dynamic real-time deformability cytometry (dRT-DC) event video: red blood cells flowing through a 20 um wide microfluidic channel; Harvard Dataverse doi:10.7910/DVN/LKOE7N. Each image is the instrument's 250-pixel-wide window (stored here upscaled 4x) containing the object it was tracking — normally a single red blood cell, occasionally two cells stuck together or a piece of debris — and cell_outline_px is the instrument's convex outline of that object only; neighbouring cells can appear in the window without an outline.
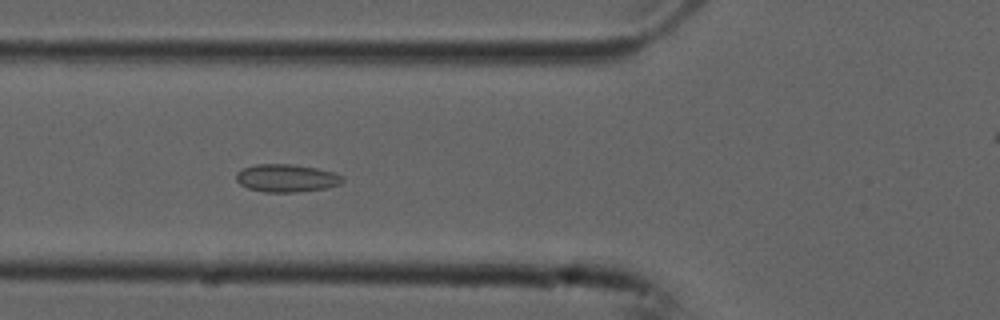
{"species": "common noctule bat (a hibernating species)", "species_latin": "Nyctalus noctula", "temperature_condition": "cold", "stored_images_in_passage": 8, "camera_frame_rate_fps": 3000, "um_per_image_px": 0.085, "animal": {"sex": "male", "forearm_length_mm": 52.5}, "frame": {"image": 1, "passage_image": 6, "time_ms": 1.667, "image_size_px": [1000, 320], "cell_outline_px": [[344, 180], [340, 184], [328, 188], [296, 192], [264, 192], [248, 188], [240, 184], [236, 180], [236, 172], [244, 168], [256, 164], [292, 164], [316, 168], [332, 172], [344, 176]], "centroid_in_image_um": [24.36, 15.14], "position_along_channel_um": 101.4, "area_um2": 17.28}}
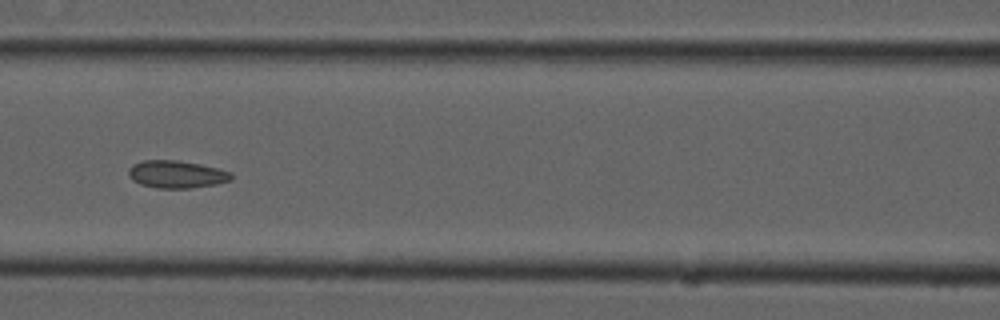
{"frame": {"image": 2, "passage_image": 7, "time_ms": 2.0, "image_size_px": [1000, 320], "cell_outline_px": [[232, 180], [216, 184], [188, 188], [156, 188], [140, 184], [132, 180], [128, 176], [128, 168], [132, 164], [144, 160], [176, 160], [200, 164], [232, 172]], "centroid_in_image_um": [14.97, 14.81], "position_along_channel_um": 151.6, "area_um2": 16.53}}
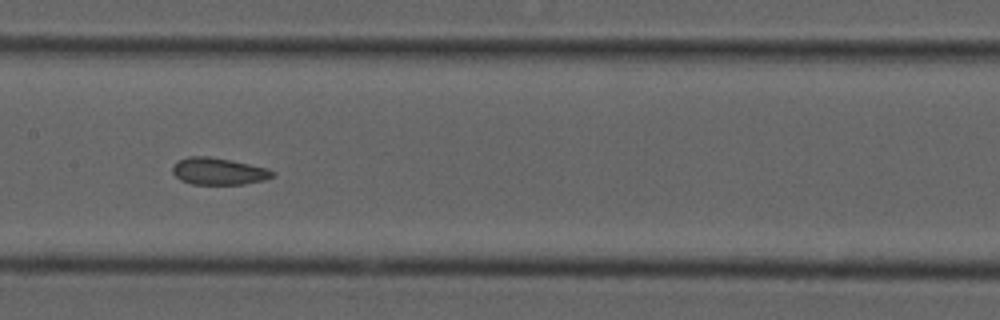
{"frame": {"image": 3, "passage_image": 8, "time_ms": 2.333, "image_size_px": [1000, 320], "cell_outline_px": [[276, 176], [264, 180], [244, 184], [192, 184], [180, 180], [172, 172], [172, 168], [180, 160], [188, 156], [208, 156], [232, 160], [268, 168], [276, 172]], "centroid_in_image_um": [18.63, 14.56], "position_along_channel_um": 188.8, "area_um2": 15.78}}